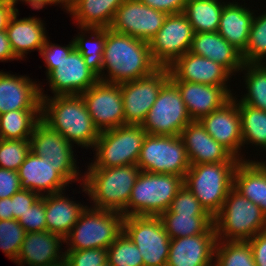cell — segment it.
I'll list each match as a JSON object with an SVG mask.
<instances>
[{"mask_svg":"<svg viewBox=\"0 0 266 266\" xmlns=\"http://www.w3.org/2000/svg\"><path fill=\"white\" fill-rule=\"evenodd\" d=\"M189 52L221 64L234 77L244 64L241 53L218 32L194 33Z\"/></svg>","mask_w":266,"mask_h":266,"instance_id":"obj_27","label":"cell"},{"mask_svg":"<svg viewBox=\"0 0 266 266\" xmlns=\"http://www.w3.org/2000/svg\"><path fill=\"white\" fill-rule=\"evenodd\" d=\"M169 79V68L159 67L148 76L120 84L125 125L143 123L161 88Z\"/></svg>","mask_w":266,"mask_h":266,"instance_id":"obj_15","label":"cell"},{"mask_svg":"<svg viewBox=\"0 0 266 266\" xmlns=\"http://www.w3.org/2000/svg\"><path fill=\"white\" fill-rule=\"evenodd\" d=\"M40 195L31 190L21 189L11 197V207L13 213V219L18 220L21 215L35 203Z\"/></svg>","mask_w":266,"mask_h":266,"instance_id":"obj_46","label":"cell"},{"mask_svg":"<svg viewBox=\"0 0 266 266\" xmlns=\"http://www.w3.org/2000/svg\"><path fill=\"white\" fill-rule=\"evenodd\" d=\"M9 1L14 7L16 4H18V1L27 3L32 9L34 10H42L45 5H62V8L64 10L66 9V6L60 1V0H7Z\"/></svg>","mask_w":266,"mask_h":266,"instance_id":"obj_53","label":"cell"},{"mask_svg":"<svg viewBox=\"0 0 266 266\" xmlns=\"http://www.w3.org/2000/svg\"><path fill=\"white\" fill-rule=\"evenodd\" d=\"M19 11L7 0H0V32L6 31L11 17Z\"/></svg>","mask_w":266,"mask_h":266,"instance_id":"obj_52","label":"cell"},{"mask_svg":"<svg viewBox=\"0 0 266 266\" xmlns=\"http://www.w3.org/2000/svg\"><path fill=\"white\" fill-rule=\"evenodd\" d=\"M237 99L236 95H233L222 107L201 118L199 122L215 141L227 148L236 158L247 160L241 153L243 141Z\"/></svg>","mask_w":266,"mask_h":266,"instance_id":"obj_18","label":"cell"},{"mask_svg":"<svg viewBox=\"0 0 266 266\" xmlns=\"http://www.w3.org/2000/svg\"><path fill=\"white\" fill-rule=\"evenodd\" d=\"M123 232L138 247L144 266H166L170 237L158 216H126Z\"/></svg>","mask_w":266,"mask_h":266,"instance_id":"obj_10","label":"cell"},{"mask_svg":"<svg viewBox=\"0 0 266 266\" xmlns=\"http://www.w3.org/2000/svg\"><path fill=\"white\" fill-rule=\"evenodd\" d=\"M158 217L170 239L204 234L214 224L211 215H179L163 212Z\"/></svg>","mask_w":266,"mask_h":266,"instance_id":"obj_34","label":"cell"},{"mask_svg":"<svg viewBox=\"0 0 266 266\" xmlns=\"http://www.w3.org/2000/svg\"><path fill=\"white\" fill-rule=\"evenodd\" d=\"M13 219L11 197L0 199V220Z\"/></svg>","mask_w":266,"mask_h":266,"instance_id":"obj_54","label":"cell"},{"mask_svg":"<svg viewBox=\"0 0 266 266\" xmlns=\"http://www.w3.org/2000/svg\"><path fill=\"white\" fill-rule=\"evenodd\" d=\"M233 188L266 215V161L240 160L234 172Z\"/></svg>","mask_w":266,"mask_h":266,"instance_id":"obj_29","label":"cell"},{"mask_svg":"<svg viewBox=\"0 0 266 266\" xmlns=\"http://www.w3.org/2000/svg\"><path fill=\"white\" fill-rule=\"evenodd\" d=\"M216 242L214 224L204 234L171 239L166 266H214Z\"/></svg>","mask_w":266,"mask_h":266,"instance_id":"obj_20","label":"cell"},{"mask_svg":"<svg viewBox=\"0 0 266 266\" xmlns=\"http://www.w3.org/2000/svg\"><path fill=\"white\" fill-rule=\"evenodd\" d=\"M30 152V140L0 139V168L18 171Z\"/></svg>","mask_w":266,"mask_h":266,"instance_id":"obj_42","label":"cell"},{"mask_svg":"<svg viewBox=\"0 0 266 266\" xmlns=\"http://www.w3.org/2000/svg\"><path fill=\"white\" fill-rule=\"evenodd\" d=\"M226 3L225 0H187L182 13L190 22L194 33L217 32Z\"/></svg>","mask_w":266,"mask_h":266,"instance_id":"obj_32","label":"cell"},{"mask_svg":"<svg viewBox=\"0 0 266 266\" xmlns=\"http://www.w3.org/2000/svg\"><path fill=\"white\" fill-rule=\"evenodd\" d=\"M156 10L169 14L182 13L187 0H140Z\"/></svg>","mask_w":266,"mask_h":266,"instance_id":"obj_49","label":"cell"},{"mask_svg":"<svg viewBox=\"0 0 266 266\" xmlns=\"http://www.w3.org/2000/svg\"><path fill=\"white\" fill-rule=\"evenodd\" d=\"M243 147L252 145L266 151V112L247 104H238Z\"/></svg>","mask_w":266,"mask_h":266,"instance_id":"obj_37","label":"cell"},{"mask_svg":"<svg viewBox=\"0 0 266 266\" xmlns=\"http://www.w3.org/2000/svg\"><path fill=\"white\" fill-rule=\"evenodd\" d=\"M172 82L177 86L192 121H199L233 97L222 86L187 81Z\"/></svg>","mask_w":266,"mask_h":266,"instance_id":"obj_24","label":"cell"},{"mask_svg":"<svg viewBox=\"0 0 266 266\" xmlns=\"http://www.w3.org/2000/svg\"><path fill=\"white\" fill-rule=\"evenodd\" d=\"M80 32L74 36L75 48L81 53L87 67L98 77L102 74L103 52L106 40V28H79ZM81 33V34H80ZM91 35H86V34ZM87 36H90L87 38Z\"/></svg>","mask_w":266,"mask_h":266,"instance_id":"obj_33","label":"cell"},{"mask_svg":"<svg viewBox=\"0 0 266 266\" xmlns=\"http://www.w3.org/2000/svg\"><path fill=\"white\" fill-rule=\"evenodd\" d=\"M21 189L31 190L40 196L66 191L69 183L59 174L55 166L30 151L18 169Z\"/></svg>","mask_w":266,"mask_h":266,"instance_id":"obj_21","label":"cell"},{"mask_svg":"<svg viewBox=\"0 0 266 266\" xmlns=\"http://www.w3.org/2000/svg\"><path fill=\"white\" fill-rule=\"evenodd\" d=\"M19 11L11 17L6 32L14 55L22 60L25 54L34 50L41 51L48 37L45 23L41 18L24 17L18 19Z\"/></svg>","mask_w":266,"mask_h":266,"instance_id":"obj_26","label":"cell"},{"mask_svg":"<svg viewBox=\"0 0 266 266\" xmlns=\"http://www.w3.org/2000/svg\"><path fill=\"white\" fill-rule=\"evenodd\" d=\"M107 261L110 266H144L138 247L124 232L107 248Z\"/></svg>","mask_w":266,"mask_h":266,"instance_id":"obj_40","label":"cell"},{"mask_svg":"<svg viewBox=\"0 0 266 266\" xmlns=\"http://www.w3.org/2000/svg\"><path fill=\"white\" fill-rule=\"evenodd\" d=\"M213 221L217 240L248 241L266 230V215L260 207L234 188Z\"/></svg>","mask_w":266,"mask_h":266,"instance_id":"obj_4","label":"cell"},{"mask_svg":"<svg viewBox=\"0 0 266 266\" xmlns=\"http://www.w3.org/2000/svg\"><path fill=\"white\" fill-rule=\"evenodd\" d=\"M19 60L13 52L6 31L0 32V62Z\"/></svg>","mask_w":266,"mask_h":266,"instance_id":"obj_51","label":"cell"},{"mask_svg":"<svg viewBox=\"0 0 266 266\" xmlns=\"http://www.w3.org/2000/svg\"><path fill=\"white\" fill-rule=\"evenodd\" d=\"M65 6H67L72 0H60Z\"/></svg>","mask_w":266,"mask_h":266,"instance_id":"obj_56","label":"cell"},{"mask_svg":"<svg viewBox=\"0 0 266 266\" xmlns=\"http://www.w3.org/2000/svg\"><path fill=\"white\" fill-rule=\"evenodd\" d=\"M51 266H70L67 260L64 258L58 263H54Z\"/></svg>","mask_w":266,"mask_h":266,"instance_id":"obj_55","label":"cell"},{"mask_svg":"<svg viewBox=\"0 0 266 266\" xmlns=\"http://www.w3.org/2000/svg\"><path fill=\"white\" fill-rule=\"evenodd\" d=\"M65 259L70 266H110L107 249L65 250Z\"/></svg>","mask_w":266,"mask_h":266,"instance_id":"obj_44","label":"cell"},{"mask_svg":"<svg viewBox=\"0 0 266 266\" xmlns=\"http://www.w3.org/2000/svg\"><path fill=\"white\" fill-rule=\"evenodd\" d=\"M65 191L45 195L47 231L65 238L88 205L73 201Z\"/></svg>","mask_w":266,"mask_h":266,"instance_id":"obj_30","label":"cell"},{"mask_svg":"<svg viewBox=\"0 0 266 266\" xmlns=\"http://www.w3.org/2000/svg\"><path fill=\"white\" fill-rule=\"evenodd\" d=\"M44 63L47 69L46 80L54 96L80 95L99 81V77L87 67L76 48L60 61Z\"/></svg>","mask_w":266,"mask_h":266,"instance_id":"obj_13","label":"cell"},{"mask_svg":"<svg viewBox=\"0 0 266 266\" xmlns=\"http://www.w3.org/2000/svg\"><path fill=\"white\" fill-rule=\"evenodd\" d=\"M13 110H41L40 83L1 70L0 115Z\"/></svg>","mask_w":266,"mask_h":266,"instance_id":"obj_23","label":"cell"},{"mask_svg":"<svg viewBox=\"0 0 266 266\" xmlns=\"http://www.w3.org/2000/svg\"><path fill=\"white\" fill-rule=\"evenodd\" d=\"M165 212L179 215H210L185 185L178 191Z\"/></svg>","mask_w":266,"mask_h":266,"instance_id":"obj_43","label":"cell"},{"mask_svg":"<svg viewBox=\"0 0 266 266\" xmlns=\"http://www.w3.org/2000/svg\"><path fill=\"white\" fill-rule=\"evenodd\" d=\"M190 165L201 163H239L227 148L215 141L199 121H191L180 133Z\"/></svg>","mask_w":266,"mask_h":266,"instance_id":"obj_22","label":"cell"},{"mask_svg":"<svg viewBox=\"0 0 266 266\" xmlns=\"http://www.w3.org/2000/svg\"><path fill=\"white\" fill-rule=\"evenodd\" d=\"M191 121L177 86L169 79L161 88L141 126L147 134L177 136Z\"/></svg>","mask_w":266,"mask_h":266,"instance_id":"obj_11","label":"cell"},{"mask_svg":"<svg viewBox=\"0 0 266 266\" xmlns=\"http://www.w3.org/2000/svg\"><path fill=\"white\" fill-rule=\"evenodd\" d=\"M73 147L60 133L52 130L42 120L35 125L30 137V151L40 157H46L48 162L59 166V174L69 184L78 181L81 185L84 175L80 174L79 167L76 166L77 158Z\"/></svg>","mask_w":266,"mask_h":266,"instance_id":"obj_12","label":"cell"},{"mask_svg":"<svg viewBox=\"0 0 266 266\" xmlns=\"http://www.w3.org/2000/svg\"><path fill=\"white\" fill-rule=\"evenodd\" d=\"M26 233L47 231L45 217V195L40 196L18 219Z\"/></svg>","mask_w":266,"mask_h":266,"instance_id":"obj_45","label":"cell"},{"mask_svg":"<svg viewBox=\"0 0 266 266\" xmlns=\"http://www.w3.org/2000/svg\"><path fill=\"white\" fill-rule=\"evenodd\" d=\"M167 14L140 0H125L117 9L109 28L148 42L162 27Z\"/></svg>","mask_w":266,"mask_h":266,"instance_id":"obj_17","label":"cell"},{"mask_svg":"<svg viewBox=\"0 0 266 266\" xmlns=\"http://www.w3.org/2000/svg\"><path fill=\"white\" fill-rule=\"evenodd\" d=\"M168 68L171 81H187L222 86L232 96L235 95L230 90V84L227 85L233 75L224 66L208 58L188 51Z\"/></svg>","mask_w":266,"mask_h":266,"instance_id":"obj_19","label":"cell"},{"mask_svg":"<svg viewBox=\"0 0 266 266\" xmlns=\"http://www.w3.org/2000/svg\"><path fill=\"white\" fill-rule=\"evenodd\" d=\"M26 232L18 220H0V248L12 261L17 260Z\"/></svg>","mask_w":266,"mask_h":266,"instance_id":"obj_41","label":"cell"},{"mask_svg":"<svg viewBox=\"0 0 266 266\" xmlns=\"http://www.w3.org/2000/svg\"><path fill=\"white\" fill-rule=\"evenodd\" d=\"M80 95L100 132L125 125L120 84L98 81Z\"/></svg>","mask_w":266,"mask_h":266,"instance_id":"obj_16","label":"cell"},{"mask_svg":"<svg viewBox=\"0 0 266 266\" xmlns=\"http://www.w3.org/2000/svg\"><path fill=\"white\" fill-rule=\"evenodd\" d=\"M147 135L141 125L126 124L100 132L95 142L94 160L87 167L137 165Z\"/></svg>","mask_w":266,"mask_h":266,"instance_id":"obj_8","label":"cell"},{"mask_svg":"<svg viewBox=\"0 0 266 266\" xmlns=\"http://www.w3.org/2000/svg\"><path fill=\"white\" fill-rule=\"evenodd\" d=\"M62 243V236L49 231L26 233L15 262L20 266H51L65 258Z\"/></svg>","mask_w":266,"mask_h":266,"instance_id":"obj_25","label":"cell"},{"mask_svg":"<svg viewBox=\"0 0 266 266\" xmlns=\"http://www.w3.org/2000/svg\"><path fill=\"white\" fill-rule=\"evenodd\" d=\"M125 0H72L66 6L79 28H109Z\"/></svg>","mask_w":266,"mask_h":266,"instance_id":"obj_31","label":"cell"},{"mask_svg":"<svg viewBox=\"0 0 266 266\" xmlns=\"http://www.w3.org/2000/svg\"><path fill=\"white\" fill-rule=\"evenodd\" d=\"M140 171L185 177L190 161L179 135L147 134L137 162Z\"/></svg>","mask_w":266,"mask_h":266,"instance_id":"obj_9","label":"cell"},{"mask_svg":"<svg viewBox=\"0 0 266 266\" xmlns=\"http://www.w3.org/2000/svg\"><path fill=\"white\" fill-rule=\"evenodd\" d=\"M214 266H256L248 241L217 240Z\"/></svg>","mask_w":266,"mask_h":266,"instance_id":"obj_38","label":"cell"},{"mask_svg":"<svg viewBox=\"0 0 266 266\" xmlns=\"http://www.w3.org/2000/svg\"><path fill=\"white\" fill-rule=\"evenodd\" d=\"M41 120L73 146L93 150L100 131L87 111L81 95L47 96L40 86Z\"/></svg>","mask_w":266,"mask_h":266,"instance_id":"obj_2","label":"cell"},{"mask_svg":"<svg viewBox=\"0 0 266 266\" xmlns=\"http://www.w3.org/2000/svg\"><path fill=\"white\" fill-rule=\"evenodd\" d=\"M140 172L137 165L88 167L80 187L89 196L90 207L122 213Z\"/></svg>","mask_w":266,"mask_h":266,"instance_id":"obj_3","label":"cell"},{"mask_svg":"<svg viewBox=\"0 0 266 266\" xmlns=\"http://www.w3.org/2000/svg\"><path fill=\"white\" fill-rule=\"evenodd\" d=\"M41 110H13L0 115V139L30 140Z\"/></svg>","mask_w":266,"mask_h":266,"instance_id":"obj_36","label":"cell"},{"mask_svg":"<svg viewBox=\"0 0 266 266\" xmlns=\"http://www.w3.org/2000/svg\"><path fill=\"white\" fill-rule=\"evenodd\" d=\"M266 11V10H265ZM254 15L245 51L241 54L243 63H266V12Z\"/></svg>","mask_w":266,"mask_h":266,"instance_id":"obj_39","label":"cell"},{"mask_svg":"<svg viewBox=\"0 0 266 266\" xmlns=\"http://www.w3.org/2000/svg\"><path fill=\"white\" fill-rule=\"evenodd\" d=\"M158 68L148 42L106 28L103 68L99 81L121 84L148 76Z\"/></svg>","mask_w":266,"mask_h":266,"instance_id":"obj_1","label":"cell"},{"mask_svg":"<svg viewBox=\"0 0 266 266\" xmlns=\"http://www.w3.org/2000/svg\"><path fill=\"white\" fill-rule=\"evenodd\" d=\"M247 92L237 100L266 112V63H244L240 70Z\"/></svg>","mask_w":266,"mask_h":266,"instance_id":"obj_35","label":"cell"},{"mask_svg":"<svg viewBox=\"0 0 266 266\" xmlns=\"http://www.w3.org/2000/svg\"><path fill=\"white\" fill-rule=\"evenodd\" d=\"M20 190L18 171L0 168V199L10 198Z\"/></svg>","mask_w":266,"mask_h":266,"instance_id":"obj_47","label":"cell"},{"mask_svg":"<svg viewBox=\"0 0 266 266\" xmlns=\"http://www.w3.org/2000/svg\"><path fill=\"white\" fill-rule=\"evenodd\" d=\"M251 245L256 266H266V230L248 240Z\"/></svg>","mask_w":266,"mask_h":266,"instance_id":"obj_50","label":"cell"},{"mask_svg":"<svg viewBox=\"0 0 266 266\" xmlns=\"http://www.w3.org/2000/svg\"><path fill=\"white\" fill-rule=\"evenodd\" d=\"M239 2H227L217 32L241 54L245 51L255 11Z\"/></svg>","mask_w":266,"mask_h":266,"instance_id":"obj_28","label":"cell"},{"mask_svg":"<svg viewBox=\"0 0 266 266\" xmlns=\"http://www.w3.org/2000/svg\"><path fill=\"white\" fill-rule=\"evenodd\" d=\"M194 30L183 13L169 14L162 27L149 41L154 62L168 68L190 50Z\"/></svg>","mask_w":266,"mask_h":266,"instance_id":"obj_14","label":"cell"},{"mask_svg":"<svg viewBox=\"0 0 266 266\" xmlns=\"http://www.w3.org/2000/svg\"><path fill=\"white\" fill-rule=\"evenodd\" d=\"M49 41L48 37L39 53L43 61H60L64 57H67L75 48L73 38L66 46H60L59 44H54Z\"/></svg>","mask_w":266,"mask_h":266,"instance_id":"obj_48","label":"cell"},{"mask_svg":"<svg viewBox=\"0 0 266 266\" xmlns=\"http://www.w3.org/2000/svg\"><path fill=\"white\" fill-rule=\"evenodd\" d=\"M184 185V177L141 171L122 212L126 216H159L168 210Z\"/></svg>","mask_w":266,"mask_h":266,"instance_id":"obj_5","label":"cell"},{"mask_svg":"<svg viewBox=\"0 0 266 266\" xmlns=\"http://www.w3.org/2000/svg\"><path fill=\"white\" fill-rule=\"evenodd\" d=\"M238 163H201L191 165L184 185L214 217L222 208L233 188V176Z\"/></svg>","mask_w":266,"mask_h":266,"instance_id":"obj_6","label":"cell"},{"mask_svg":"<svg viewBox=\"0 0 266 266\" xmlns=\"http://www.w3.org/2000/svg\"><path fill=\"white\" fill-rule=\"evenodd\" d=\"M121 212L87 206L64 238L67 250L107 249L123 232Z\"/></svg>","mask_w":266,"mask_h":266,"instance_id":"obj_7","label":"cell"}]
</instances>
